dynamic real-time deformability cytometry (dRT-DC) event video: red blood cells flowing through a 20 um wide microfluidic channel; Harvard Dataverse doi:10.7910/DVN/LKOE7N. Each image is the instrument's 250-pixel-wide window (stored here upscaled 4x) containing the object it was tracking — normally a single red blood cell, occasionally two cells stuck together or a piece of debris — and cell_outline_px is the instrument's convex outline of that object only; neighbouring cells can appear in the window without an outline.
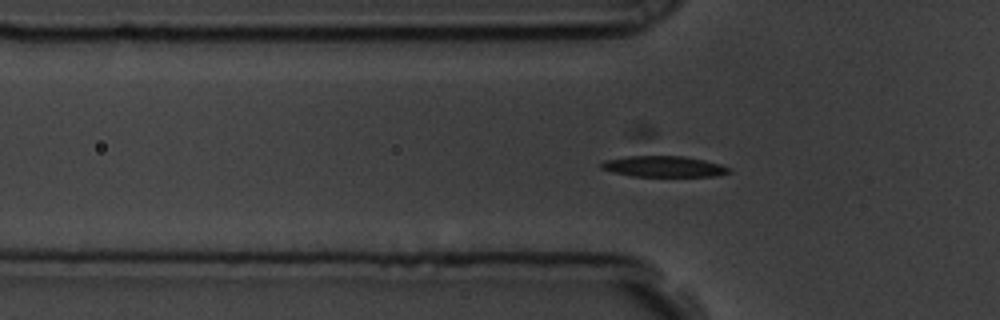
{"species": "common noctule bat (a hibernating species)", "species_latin": "Nyctalus noctula", "temperature_condition": "room temperature", "stored_images_in_passage": 45, "segment_of_instrument_passage": [2, 2], "camera_frame_rate_fps": 3000, "um_per_image_px": 0.085, "animal": {"sex": "male", "body_mass_g": 19.5, "forearm_length_mm": 54.6}, "frame": {"image": 1, "passage_image": 5, "time_ms": 1.333, "image_size_px": [1000, 320], "cell_outline_px": [[732, 172], [716, 176], [632, 176], [612, 172], [600, 168], [600, 164], [632, 128], [636, 124], [644, 124], [732, 168]], "centroid_in_image_um": [56.02, 13.33], "position_along_channel_um": 69.8, "area_um2": 29.42}}
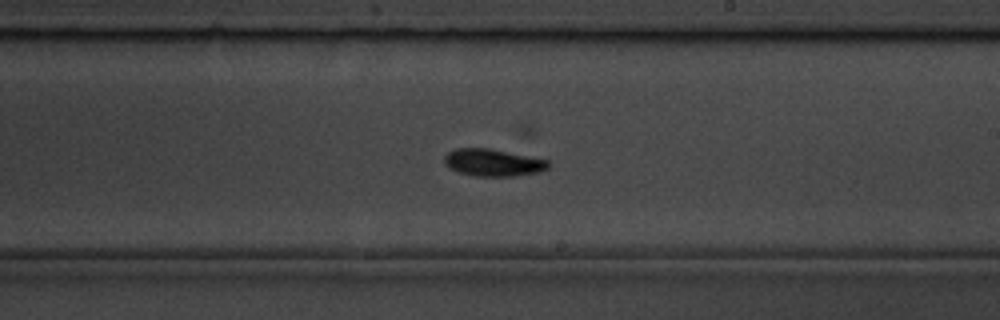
{"frame": {"image": 2, "passage_image": 20, "time_ms": 6.333, "image_size_px": [1000, 320], "cell_outline_px": [[548, 168], [540, 172], [516, 176], [476, 176], [456, 172], [448, 168], [444, 164], [444, 156], [448, 152], [456, 148], [492, 148], [548, 160]], "centroid_in_image_um": [41.87, 13.82], "position_along_channel_um": 247.1, "area_um2": 16.7}}
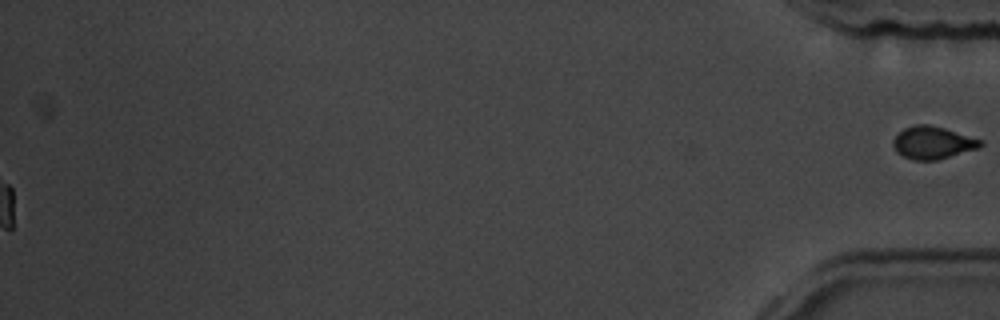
{"frame": {"image": 3, "passage_image": 45, "time_ms": 14.667, "image_size_px": [1000, 320], "cell_outline_px": [[984, 144], [980, 148], [936, 160], [912, 160], [896, 152], [892, 144], [892, 140], [904, 128], [916, 124], [928, 124], [944, 128], [984, 140]], "centroid_in_image_um": [79.3, 12.13], "position_along_channel_um": 355.9, "area_um2": 16.65}}